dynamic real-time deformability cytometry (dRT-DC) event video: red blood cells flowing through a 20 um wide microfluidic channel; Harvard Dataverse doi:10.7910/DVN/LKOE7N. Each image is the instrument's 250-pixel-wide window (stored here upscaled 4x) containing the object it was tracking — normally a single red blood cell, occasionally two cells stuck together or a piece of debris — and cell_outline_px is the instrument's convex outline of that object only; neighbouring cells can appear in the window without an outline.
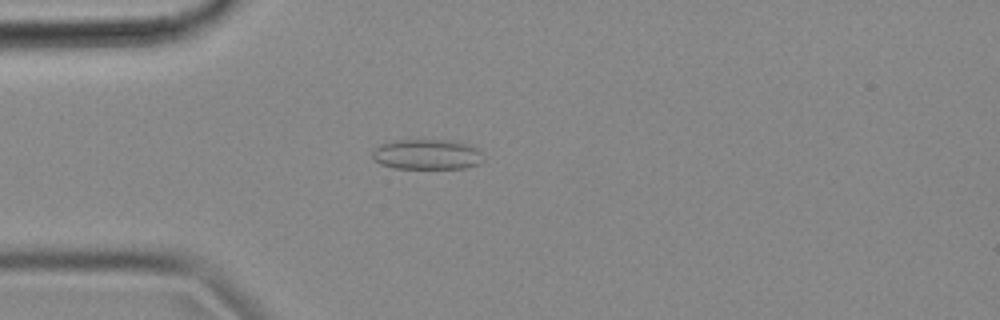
{"species": "common noctule bat (a hibernating species)", "species_latin": "Nyctalus noctula", "temperature_condition": "cold", "stored_images_in_passage": 54, "camera_frame_rate_fps": 3000, "um_per_image_px": 0.085, "animal": {"sex": "female", "body_mass_g": 18.4}, "frame": {"image": 1, "passage_image": 14, "time_ms": 4.333, "image_size_px": [1000, 320], "cell_outline_px": [[480, 164], [464, 168], [392, 168], [380, 164], [372, 160], [372, 152], [380, 144], [392, 140], [460, 140], [476, 148], [480, 152]], "centroid_in_image_um": [36.25, 13.11], "position_along_channel_um": 48.8, "area_um2": 19.71}}
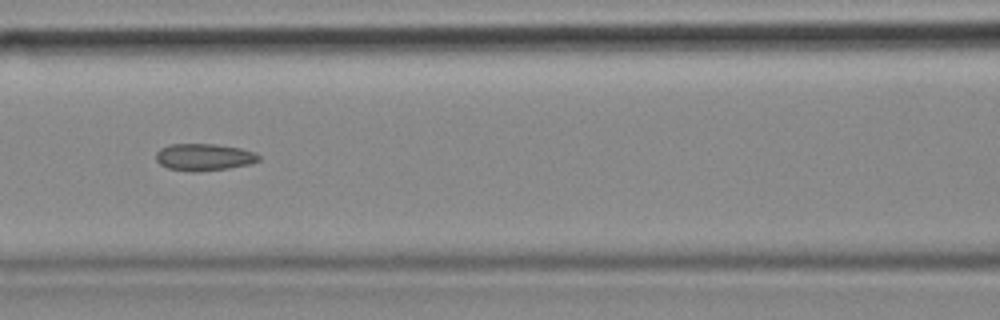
{"frame": {"image": 2, "passage_image": 23, "time_ms": 7.333, "image_size_px": [1000, 320], "cell_outline_px": [[260, 160], [252, 164], [228, 168], [200, 172], [192, 172], [168, 168], [160, 164], [156, 160], [156, 152], [160, 148], [168, 144], [216, 144], [240, 148], [256, 152], [260, 156]], "centroid_in_image_um": [17.35, 13.35], "position_along_channel_um": 149.2, "area_um2": 16.42}}
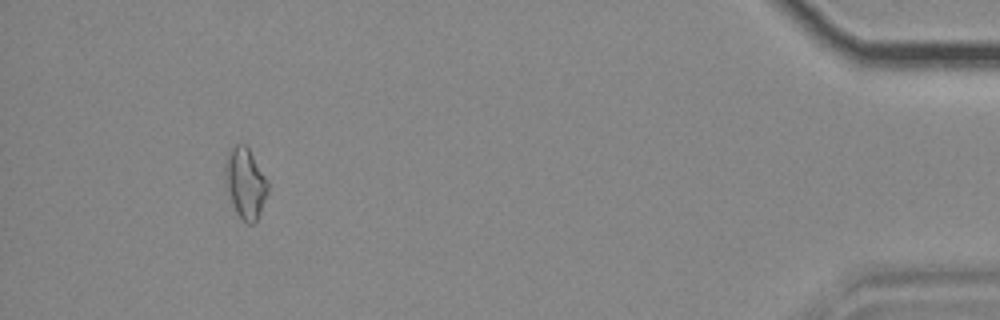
{"frame": {"image": 3, "passage_image": 50, "time_ms": 16.333, "image_size_px": [1000, 320], "cell_outline_px": [[268, 192], [260, 212], [256, 220], [252, 224], [248, 224], [236, 212], [224, 180], [224, 160], [228, 152], [236, 144], [244, 144], [248, 148], [264, 176], [268, 184]], "centroid_in_image_um": [20.82, 15.55], "position_along_channel_um": 414.4, "area_um2": 17.17}, "authors_computed_cell_mechanics": {"area_um2": 16.4441, "velocity_mm_per_s": 3.7013, "shape_relaxation_time_tau1_ms": null, "shape_relaxation_time_tau2_ms": 4.7555, "deformation_change_tau1": null, "deformation_change_tau2": 0.126}}